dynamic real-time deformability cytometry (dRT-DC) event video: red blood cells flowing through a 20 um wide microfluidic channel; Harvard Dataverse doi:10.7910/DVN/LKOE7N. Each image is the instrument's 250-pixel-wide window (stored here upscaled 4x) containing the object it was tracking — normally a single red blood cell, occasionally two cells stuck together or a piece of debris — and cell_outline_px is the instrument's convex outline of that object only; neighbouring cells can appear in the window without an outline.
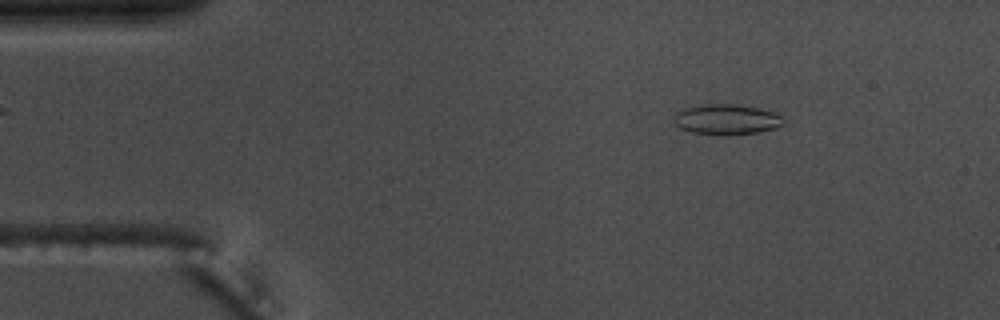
{"species": "common noctule bat (a hibernating species)", "species_latin": "Nyctalus noctula", "temperature_condition": "warm", "stored_images_in_passage": 54, "camera_frame_rate_fps": 3000, "um_per_image_px": 0.085, "animal": {"sex": "male", "body_mass_g": 17.5, "forearm_length_mm": 52.3}, "frame": {"image": 1, "passage_image": 7, "time_ms": 2.0, "image_size_px": [1000, 320], "cell_outline_px": [[784, 124], [776, 128], [760, 132], [728, 136], [692, 132], [680, 128], [672, 120], [672, 116], [676, 112], [684, 108], [700, 104], [736, 104], [760, 108], [776, 112], [784, 116]], "centroid_in_image_um": [61.78, 10.15], "position_along_channel_um": 23.2, "area_um2": 19.94}}
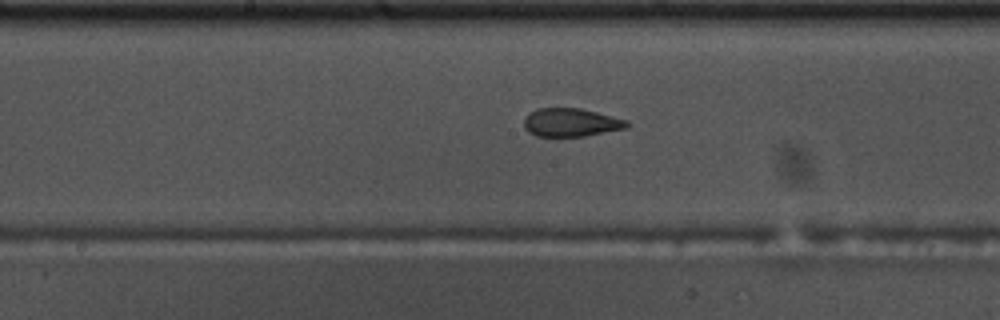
{"frame": {"image": 2, "passage_image": 27, "time_ms": 8.667, "image_size_px": [1000, 320], "cell_outline_px": [[628, 128], [584, 136], [536, 136], [528, 132], [524, 128], [524, 120], [536, 108], [580, 108], [628, 120]], "centroid_in_image_um": [48.54, 10.41], "position_along_channel_um": 199.7, "area_um2": 16.88}}
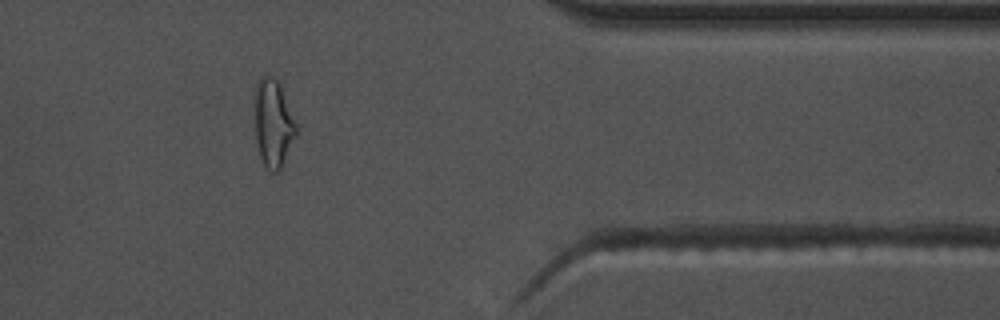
{"frame": {"image": 3, "passage_image": 44, "time_ms": 14.333, "image_size_px": [1000, 320], "cell_outline_px": [[296, 136], [280, 172], [272, 172], [264, 164], [260, 156], [256, 140], [256, 84], [260, 76], [272, 76], [280, 84], [296, 124]], "centroid_in_image_um": [23.24, 10.51], "position_along_channel_um": 388.2, "area_um2": 20.81}, "authors_computed_cell_mechanics": {"area_um2": 18.9584, "velocity_mm_per_s": 3.6998, "shape_relaxation_time_tau1_ms": null, "shape_relaxation_time_tau2_ms": 1.1691, "deformation_change_tau1": null, "deformation_change_tau2": 0.0767}}